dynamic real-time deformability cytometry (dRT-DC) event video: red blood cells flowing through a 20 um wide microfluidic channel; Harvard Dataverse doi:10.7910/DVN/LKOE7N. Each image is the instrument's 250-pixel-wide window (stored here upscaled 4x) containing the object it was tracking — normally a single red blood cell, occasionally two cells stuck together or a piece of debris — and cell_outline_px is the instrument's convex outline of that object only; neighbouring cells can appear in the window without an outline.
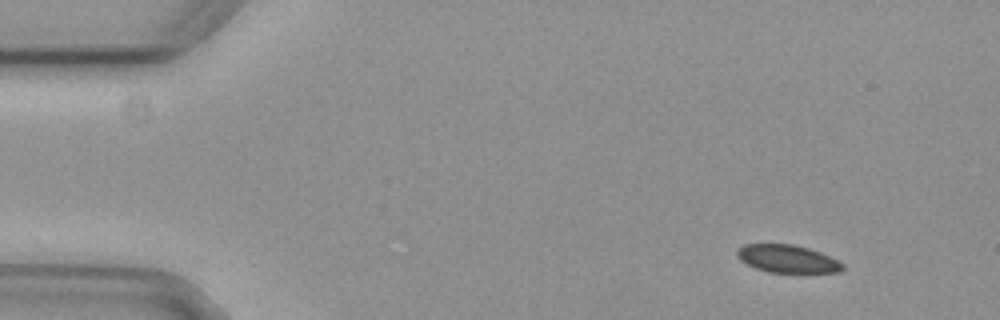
{"species": "common noctule bat (a hibernating species)", "species_latin": "Nyctalus noctula", "temperature_condition": "cold", "stored_images_in_passage": 5, "camera_frame_rate_fps": 3000, "um_per_image_px": 0.085, "animal": {"sex": "female", "body_mass_g": 29.2, "forearm_length_mm": 56.3}, "frame": {"image": 1, "passage_image": 1, "time_ms": 0.0, "image_size_px": [1000, 320], "cell_outline_px": [[844, 268], [840, 272], [768, 272], [756, 268], [740, 260], [736, 256], [736, 248], [744, 244], [796, 244], [820, 252], [844, 264]], "centroid_in_image_um": [66.89, 21.98], "position_along_channel_um": 18.1, "area_um2": 17.05}}